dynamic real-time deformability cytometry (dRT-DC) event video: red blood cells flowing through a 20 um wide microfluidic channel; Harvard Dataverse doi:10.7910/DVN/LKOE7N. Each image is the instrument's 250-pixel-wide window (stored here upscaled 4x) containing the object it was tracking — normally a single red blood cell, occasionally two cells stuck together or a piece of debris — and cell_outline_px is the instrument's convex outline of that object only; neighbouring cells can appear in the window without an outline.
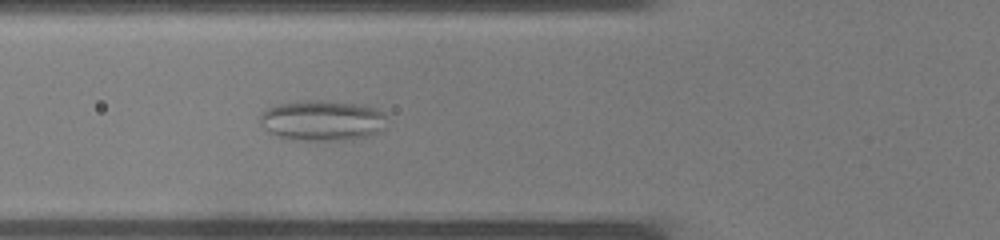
{"species": "common noctule bat (a hibernating species)", "species_latin": "Nyctalus noctula", "temperature_condition": "warm", "stored_images_in_passage": 37, "camera_frame_rate_fps": 3000, "um_per_image_px": 0.085, "animal": {"sex": "male", "body_mass_g": 19.0, "forearm_length_mm": 50.8}, "frame": {"image": 1, "passage_image": 14, "time_ms": 4.333, "image_size_px": [1000, 240], "cell_outline_px": [[388, 116], [384, 128], [380, 132], [368, 136], [348, 140], [288, 140], [276, 136], [268, 132], [260, 124], [260, 116], [268, 108], [280, 104], [308, 100], [320, 100], [356, 104], [372, 108], [384, 112]], "centroid_in_image_um": [27.41, 10.26], "position_along_channel_um": 98.4, "area_um2": 30.06}}
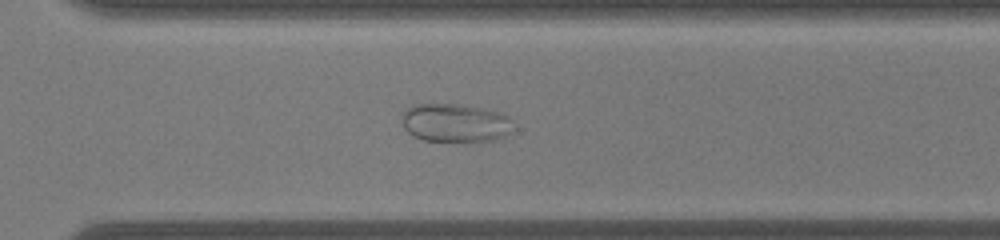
{"frame": {"image": 2, "passage_image": 27, "time_ms": 8.667, "image_size_px": [1000, 240], "cell_outline_px": [[516, 128], [512, 132], [496, 140], [472, 144], [468, 144], [424, 140], [412, 136], [404, 128], [400, 120], [404, 112], [412, 104], [460, 104], [484, 108], [508, 116], [512, 120]], "centroid_in_image_um": [38.74, 10.49], "position_along_channel_um": 331.9, "area_um2": 26.13}}
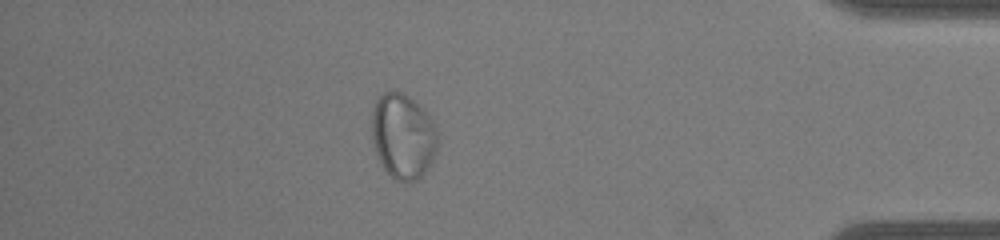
{"frame": {"image": 3, "passage_image": 33, "time_ms": 10.667, "image_size_px": [1000, 240], "cell_outline_px": [[436, 152], [428, 168], [416, 180], [396, 180], [384, 168], [376, 152], [372, 140], [372, 108], [376, 100], [384, 92], [404, 92], [428, 116], [436, 132]], "centroid_in_image_um": [34.22, 11.57], "position_along_channel_um": 401.0, "area_um2": 31.85}}